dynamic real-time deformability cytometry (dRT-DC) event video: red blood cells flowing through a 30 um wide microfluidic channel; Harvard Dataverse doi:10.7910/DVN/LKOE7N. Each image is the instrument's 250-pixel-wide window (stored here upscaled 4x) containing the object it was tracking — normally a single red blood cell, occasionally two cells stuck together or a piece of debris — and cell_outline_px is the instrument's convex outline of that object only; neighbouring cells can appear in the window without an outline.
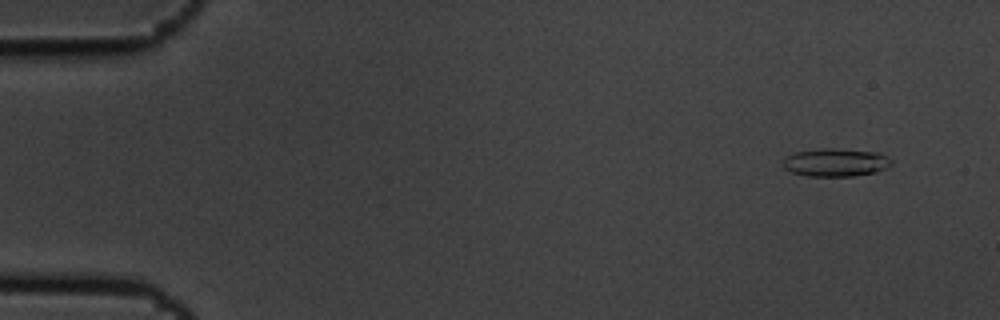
{"species": "common noctule bat (a hibernating species)", "species_latin": "Nyctalus noctula", "temperature_condition": "cold", "stored_images_in_passage": 2, "camera_frame_rate_fps": 3000, "um_per_image_px": 0.085, "animal": {"sex": "male", "body_mass_g": 19.5, "forearm_length_mm": 54.6}, "frame": {"image": 1, "passage_image": 2, "time_ms": 0.333, "image_size_px": [1000, 320], "cell_outline_px": [[892, 164], [888, 168], [872, 172], [852, 176], [808, 176], [792, 172], [784, 168], [784, 156], [792, 152], [820, 148], [836, 148], [880, 152], [892, 160]], "centroid_in_image_um": [71.02, 13.78], "position_along_channel_um": 14.0, "area_um2": 17.92}}